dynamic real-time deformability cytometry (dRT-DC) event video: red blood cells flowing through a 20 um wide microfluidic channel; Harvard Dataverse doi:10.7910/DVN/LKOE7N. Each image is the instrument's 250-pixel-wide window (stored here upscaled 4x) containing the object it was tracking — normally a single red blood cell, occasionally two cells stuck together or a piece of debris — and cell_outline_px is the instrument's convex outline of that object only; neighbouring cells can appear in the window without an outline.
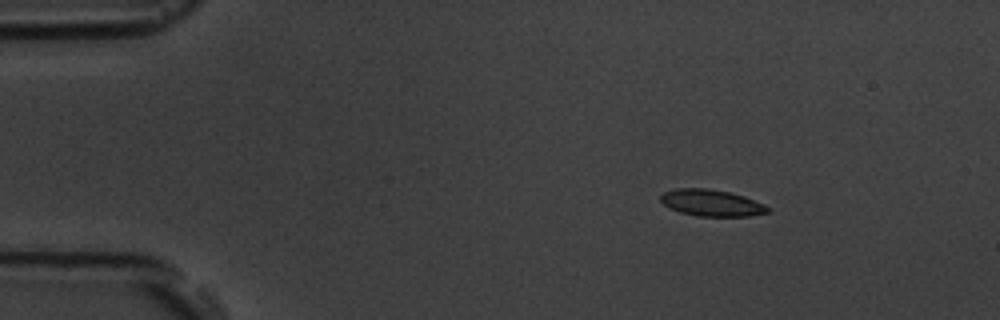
{"species": "common noctule bat (a hibernating species)", "species_latin": "Nyctalus noctula", "temperature_condition": "room temperature", "stored_images_in_passage": 14, "camera_frame_rate_fps": 3000, "um_per_image_px": 0.085, "animal": {"sex": "male", "body_mass_g": 19.5, "forearm_length_mm": 54.6}, "frame": {"image": 1, "passage_image": 2, "time_ms": 1.333, "image_size_px": [1000, 320], "cell_outline_px": [[772, 212], [748, 216], [696, 216], [680, 212], [668, 208], [660, 200], [660, 196], [664, 192], [676, 188], [708, 188], [728, 192], [744, 196], [764, 204], [772, 208]], "centroid_in_image_um": [60.5, 17.25], "position_along_channel_um": 24.5, "area_um2": 16.76}}
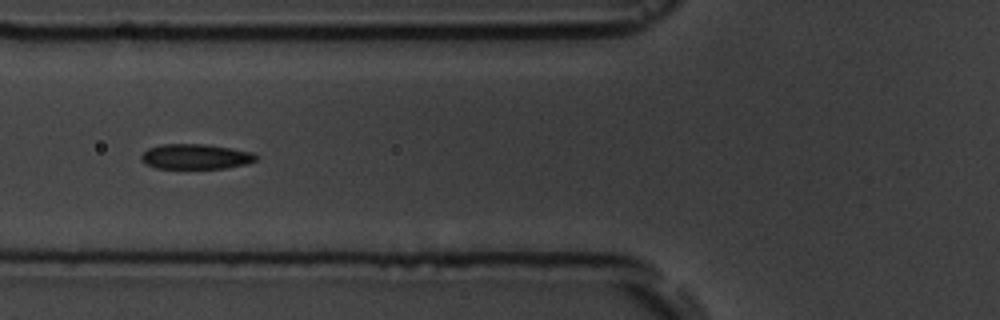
{"frame": {"image": 2, "passage_image": 5, "time_ms": 5.667, "image_size_px": [1000, 320], "cell_outline_px": [[256, 160], [248, 164], [224, 168], [156, 168], [144, 164], [140, 160], [140, 156], [148, 148], [160, 144], [208, 144], [232, 148], [252, 152], [256, 156]], "centroid_in_image_um": [16.6, 13.3], "position_along_channel_um": 109.2, "area_um2": 16.94}}
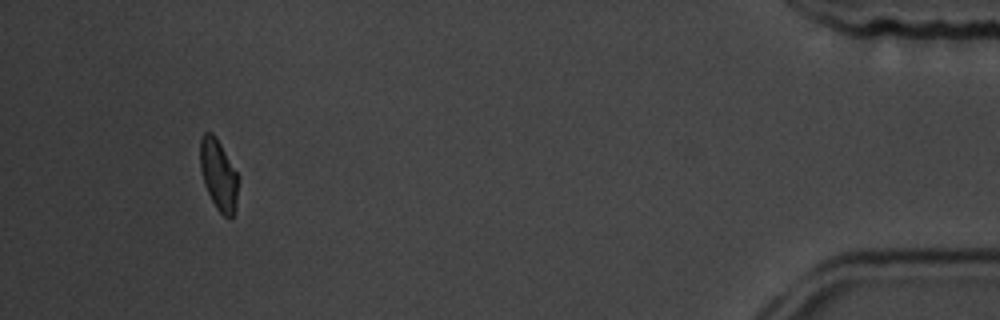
{"frame": {"image": 3, "passage_image": 13, "time_ms": 16.0, "image_size_px": [1000, 320], "cell_outline_px": [[236, 204], [232, 220], [228, 220], [216, 208], [204, 184], [200, 168], [200, 140], [204, 132], [212, 132], [216, 136], [236, 172]], "centroid_in_image_um": [18.54, 14.86], "position_along_channel_um": 416.7, "area_um2": 15.43}, "authors_computed_cell_mechanics": {"area_um2": 16.9932, "velocity_mm_per_s": 3.6484, "shape_relaxation_time_tau1_ms": 1.7698, "shape_relaxation_time_tau2_ms": null, "deformation_change_tau1": 0.0902, "deformation_change_tau2": null}}